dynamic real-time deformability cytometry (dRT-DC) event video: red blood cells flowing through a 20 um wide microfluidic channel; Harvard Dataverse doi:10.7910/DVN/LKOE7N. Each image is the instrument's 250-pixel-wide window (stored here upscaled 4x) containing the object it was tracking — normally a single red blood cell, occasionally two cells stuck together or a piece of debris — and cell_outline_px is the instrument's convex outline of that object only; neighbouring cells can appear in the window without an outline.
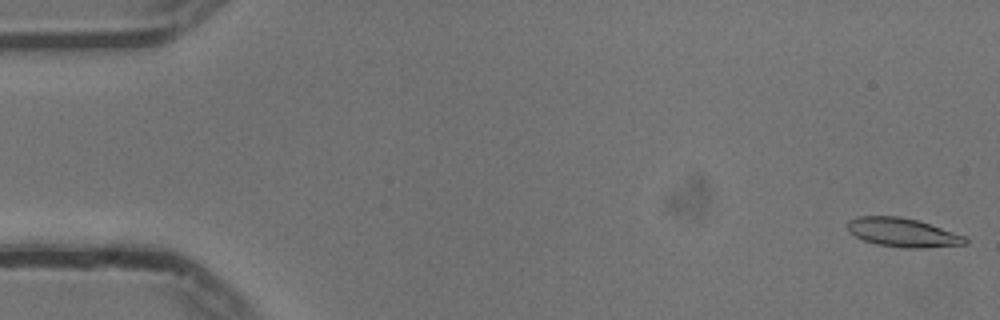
{"species": "common noctule bat (a hibernating species)", "species_latin": "Nyctalus noctula", "temperature_condition": "cold", "stored_images_in_passage": 55, "camera_frame_rate_fps": 3000, "um_per_image_px": 0.085, "animal": {"sex": "male", "body_mass_g": 13.3}, "frame": {"image": 1, "passage_image": 1, "time_ms": 0.0, "image_size_px": [1000, 320], "cell_outline_px": [[968, 244], [924, 248], [904, 248], [876, 244], [864, 240], [848, 232], [848, 220], [856, 216], [900, 216], [916, 220], [964, 236], [968, 240]], "centroid_in_image_um": [76.69, 19.77], "position_along_channel_um": 8.3, "area_um2": 19.65}}
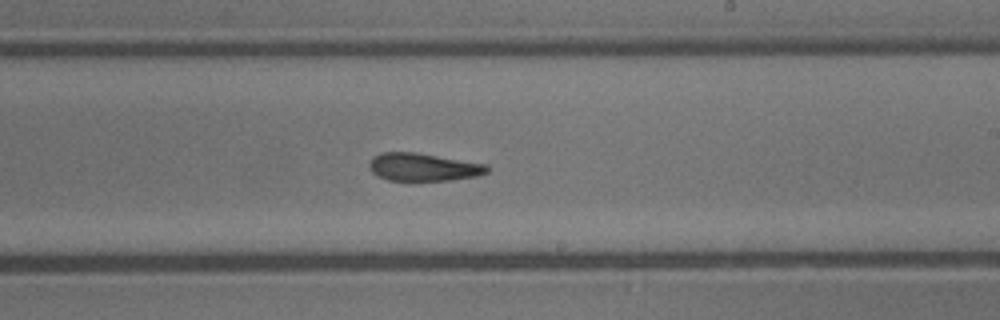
{"frame": {"image": 2, "passage_image": 32, "time_ms": 10.333, "image_size_px": [1000, 320], "cell_outline_px": [[488, 172], [476, 176], [448, 180], [388, 180], [372, 172], [368, 164], [372, 156], [380, 152], [416, 152], [488, 164]], "centroid_in_image_um": [35.96, 14.18], "position_along_channel_um": 253.0, "area_um2": 19.07}}
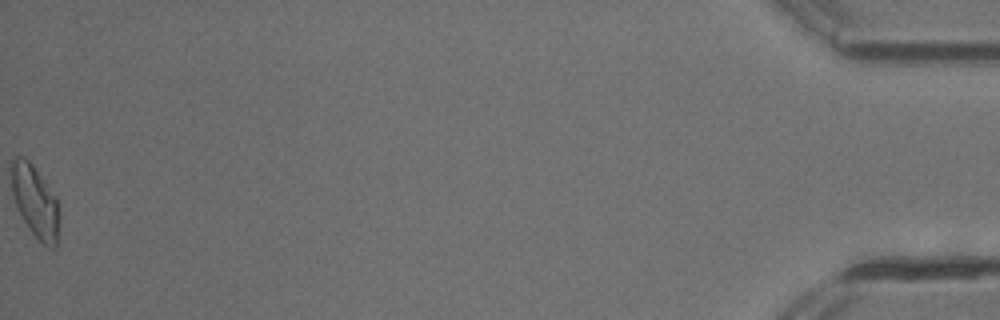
{"frame": {"image": 3, "passage_image": 55, "time_ms": 18.0, "image_size_px": [1000, 320], "cell_outline_px": [[60, 216], [56, 248], [48, 248], [28, 228], [16, 204], [12, 192], [12, 156], [24, 156], [32, 164], [56, 196], [60, 204]], "centroid_in_image_um": [3.03, 17.13], "position_along_channel_um": 432.2, "area_um2": 20.11}, "authors_computed_cell_mechanics": {"area_um2": 19.7098, "velocity_mm_per_s": 3.7363, "shape_relaxation_time_tau1_ms": null, "shape_relaxation_time_tau2_ms": 9.0073, "deformation_change_tau1": null, "deformation_change_tau2": 0.2067}}